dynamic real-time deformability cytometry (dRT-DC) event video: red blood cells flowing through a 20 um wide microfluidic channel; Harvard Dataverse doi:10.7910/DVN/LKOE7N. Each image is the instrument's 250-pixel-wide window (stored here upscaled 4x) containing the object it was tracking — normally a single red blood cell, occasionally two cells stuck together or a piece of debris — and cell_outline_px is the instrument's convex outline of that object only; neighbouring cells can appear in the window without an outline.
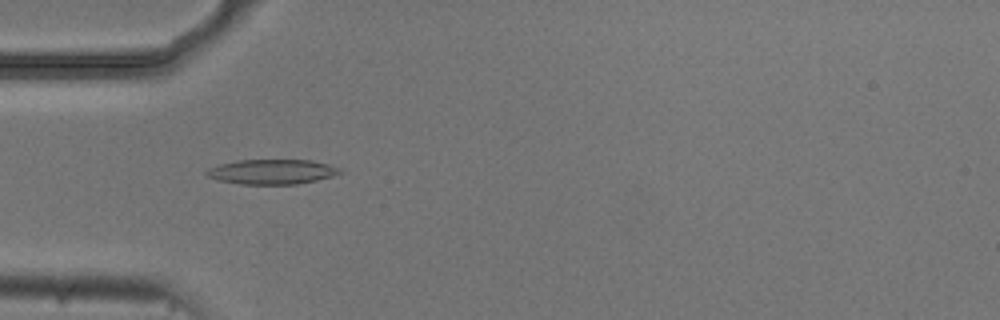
{"species": "common noctule bat (a hibernating species)", "species_latin": "Nyctalus noctula", "temperature_condition": "cold", "stored_images_in_passage": 49, "camera_frame_rate_fps": 3000, "um_per_image_px": 0.085, "animal": {"sex": "male", "body_mass_g": 20.5, "forearm_length_mm": 52.5}, "frame": {"image": 1, "passage_image": 12, "time_ms": 3.667, "image_size_px": [1000, 320], "cell_outline_px": [[344, 172], [332, 176], [316, 180], [296, 184], [240, 184], [220, 180], [208, 176], [204, 172], [208, 168], [220, 164], [236, 160], [312, 160], [328, 164], [340, 168]], "centroid_in_image_um": [23.13, 14.59], "position_along_channel_um": 61.9, "area_um2": 19.25}}
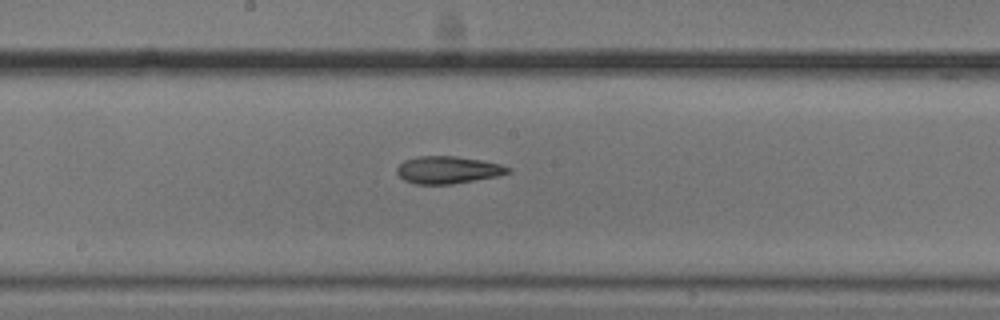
{"frame": {"image": 2, "passage_image": 24, "time_ms": 7.667, "image_size_px": [1000, 320], "cell_outline_px": [[512, 172], [496, 176], [452, 184], [416, 184], [404, 180], [396, 172], [396, 168], [404, 160], [416, 156], [456, 156], [480, 160], [500, 164], [512, 168]], "centroid_in_image_um": [38.06, 14.43], "position_along_channel_um": 210.1, "area_um2": 17.69}}
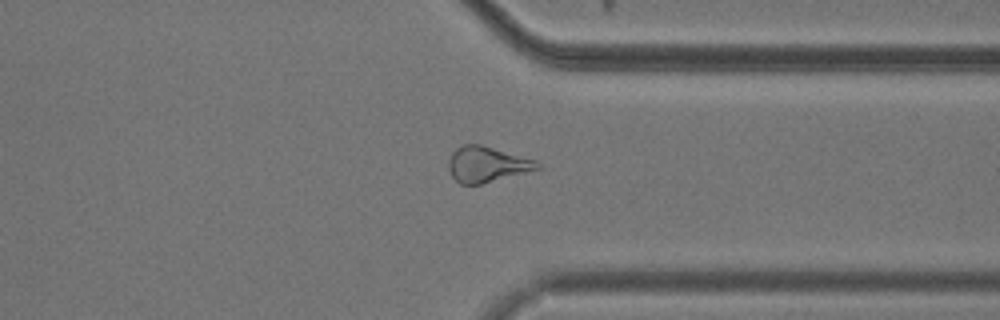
{"frame": {"image": 3, "passage_image": 37, "time_ms": 12.0, "image_size_px": [1000, 320], "cell_outline_px": [[540, 168], [480, 184], [460, 184], [452, 176], [448, 168], [448, 160], [452, 152], [456, 148], [464, 144], [480, 144], [536, 160], [540, 164]], "centroid_in_image_um": [41.34, 13.96], "position_along_channel_um": 370.1, "area_um2": 18.15}, "authors_computed_cell_mechanics": {"area_um2": 18.8428, "velocity_mm_per_s": 3.7225, "shape_relaxation_time_tau1_ms": 7.9262, "shape_relaxation_time_tau2_ms": 4.5211, "deformation_change_tau1": 0.1834, "deformation_change_tau2": 0.1447}}